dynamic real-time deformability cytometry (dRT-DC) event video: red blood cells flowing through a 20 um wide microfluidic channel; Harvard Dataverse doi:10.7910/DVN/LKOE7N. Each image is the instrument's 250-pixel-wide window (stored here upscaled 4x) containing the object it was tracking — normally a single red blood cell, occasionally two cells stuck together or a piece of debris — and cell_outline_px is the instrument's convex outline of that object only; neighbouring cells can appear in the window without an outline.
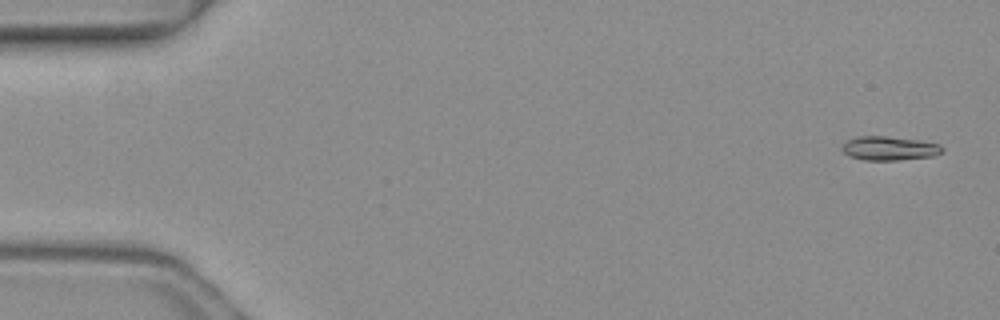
{"species": "common noctule bat (a hibernating species)", "species_latin": "Nyctalus noctula", "temperature_condition": "warm", "stored_images_in_passage": 3, "camera_frame_rate_fps": 3000, "um_per_image_px": 0.085, "animal": {"sex": "female", "body_mass_g": 19.3, "forearm_length_mm": 54.1}, "frame": {"image": 1, "passage_image": 1, "time_ms": 0.0, "image_size_px": [1000, 320], "cell_outline_px": [[944, 152], [932, 156], [896, 160], [864, 160], [848, 156], [840, 148], [848, 140], [856, 136], [888, 136], [920, 140], [940, 144], [944, 148]], "centroid_in_image_um": [75.6, 12.6], "position_along_channel_um": 9.4, "area_um2": 14.1}}